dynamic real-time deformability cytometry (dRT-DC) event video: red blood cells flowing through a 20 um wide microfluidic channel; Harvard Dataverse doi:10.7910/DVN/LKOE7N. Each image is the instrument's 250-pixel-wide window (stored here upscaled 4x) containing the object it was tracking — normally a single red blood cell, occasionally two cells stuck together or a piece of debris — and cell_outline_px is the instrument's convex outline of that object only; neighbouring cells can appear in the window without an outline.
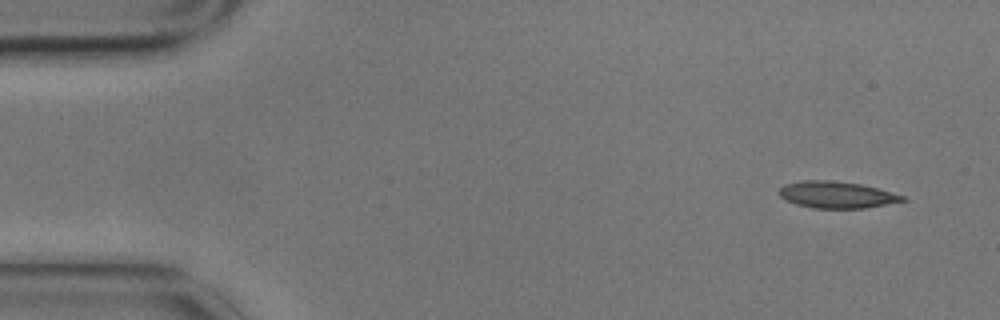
{"species": "common noctule bat (a hibernating species)", "species_latin": "Nyctalus noctula", "temperature_condition": "cold", "stored_images_in_passage": 5, "camera_frame_rate_fps": 3000, "um_per_image_px": 0.085, "animal": {"sex": "male", "body_mass_g": 17.9}, "frame": {"image": 1, "passage_image": 1, "time_ms": 0.0, "image_size_px": [1000, 320], "cell_outline_px": [[908, 200], [864, 208], [812, 208], [796, 204], [784, 200], [780, 196], [780, 188], [784, 184], [804, 180], [828, 180], [860, 184], [876, 188], [904, 196]], "centroid_in_image_um": [71.08, 16.56], "position_along_channel_um": 13.9, "area_um2": 19.02}}
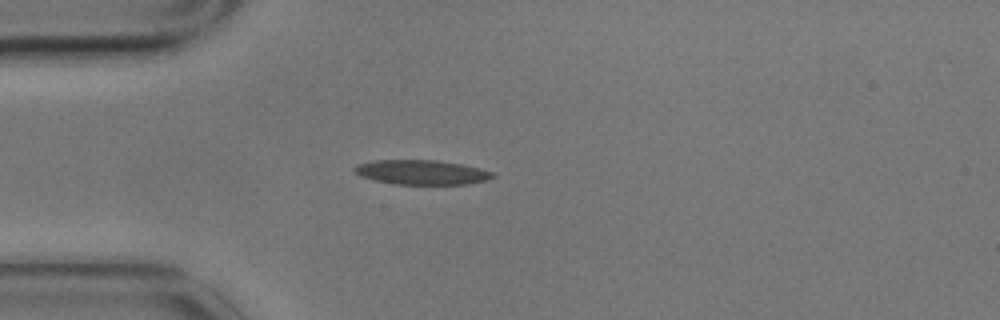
{"frame": {"image": 2, "passage_image": 4, "time_ms": 1.0, "image_size_px": [1000, 320], "cell_outline_px": [[496, 176], [488, 180], [468, 184], [392, 184], [360, 176], [352, 168], [356, 164], [376, 160], [436, 160], [460, 164], [480, 168], [496, 172]], "centroid_in_image_um": [35.87, 14.64], "position_along_channel_um": 49.1, "area_um2": 19.88}}